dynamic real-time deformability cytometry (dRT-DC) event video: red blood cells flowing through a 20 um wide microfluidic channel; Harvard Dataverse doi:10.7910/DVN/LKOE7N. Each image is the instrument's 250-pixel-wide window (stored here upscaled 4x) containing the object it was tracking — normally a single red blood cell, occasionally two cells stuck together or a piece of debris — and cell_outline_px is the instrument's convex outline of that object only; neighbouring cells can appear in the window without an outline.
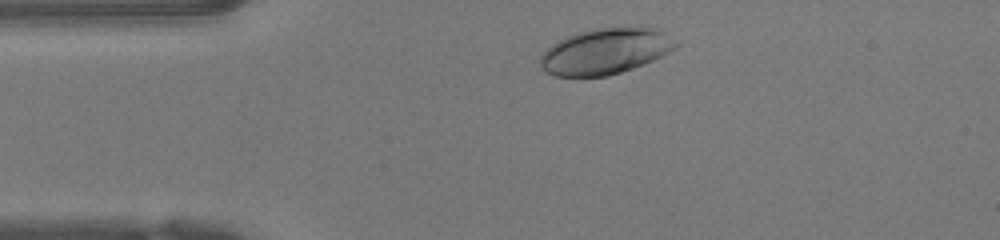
{"species": "human", "species_latin": "Homo sapiens", "temperature_condition": "warm", "stored_images_in_passage": 32, "camera_frame_rate_fps": 3000, "um_per_image_px": 0.085, "donor": {"sex": "female"}, "frame": {"image": 1, "passage_image": 2, "time_ms": 0.333, "image_size_px": [1000, 240], "cell_outline_px": [[680, 44], [676, 48], [644, 64], [608, 76], [556, 76], [544, 72], [540, 68], [540, 56], [552, 44], [568, 36], [580, 32], [600, 28], [636, 24], [648, 24], [660, 28], [676, 40]], "centroid_in_image_um": [51.54, 4.31], "position_along_channel_um": 33.5, "area_um2": 36.99}}
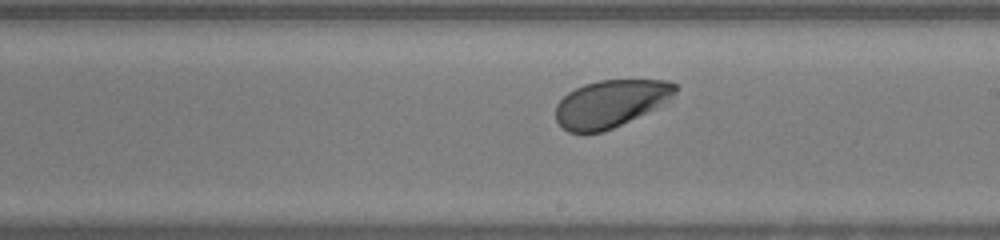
{"frame": {"image": 2, "passage_image": 19, "time_ms": 6.0, "image_size_px": [1000, 240], "cell_outline_px": [[676, 92], [652, 108], [612, 128], [600, 132], [584, 136], [568, 132], [556, 120], [556, 104], [568, 92], [584, 84], [600, 80], [668, 80], [676, 84]], "centroid_in_image_um": [51.79, 8.82], "position_along_channel_um": 237.2, "area_um2": 32.43}}
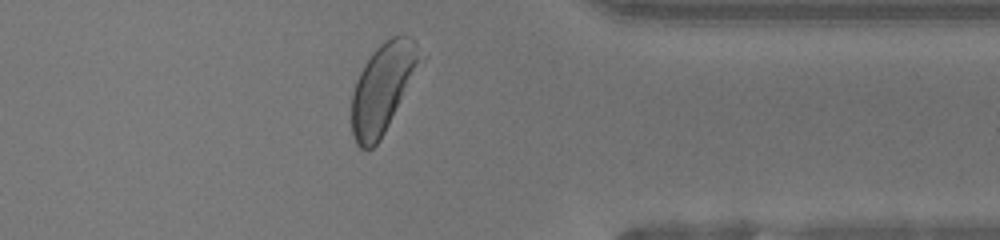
{"frame": {"image": 3, "passage_image": 30, "time_ms": 9.667, "image_size_px": [1000, 240], "cell_outline_px": [[428, 56], [380, 140], [372, 148], [360, 148], [356, 144], [352, 132], [352, 92], [356, 80], [364, 64], [376, 48], [384, 40], [392, 36], [408, 36]], "centroid_in_image_um": [32.61, 7.44], "position_along_channel_um": 378.8, "area_um2": 36.3}, "authors_computed_cell_mechanics": {"area_um2": 34.7089, "velocity_mm_per_s": 4.1923, "shape_relaxation_time_tau1_ms": 1.1777, "shape_relaxation_time_tau2_ms": null, "deformation_change_tau1": 0.1092, "deformation_change_tau2": null}}